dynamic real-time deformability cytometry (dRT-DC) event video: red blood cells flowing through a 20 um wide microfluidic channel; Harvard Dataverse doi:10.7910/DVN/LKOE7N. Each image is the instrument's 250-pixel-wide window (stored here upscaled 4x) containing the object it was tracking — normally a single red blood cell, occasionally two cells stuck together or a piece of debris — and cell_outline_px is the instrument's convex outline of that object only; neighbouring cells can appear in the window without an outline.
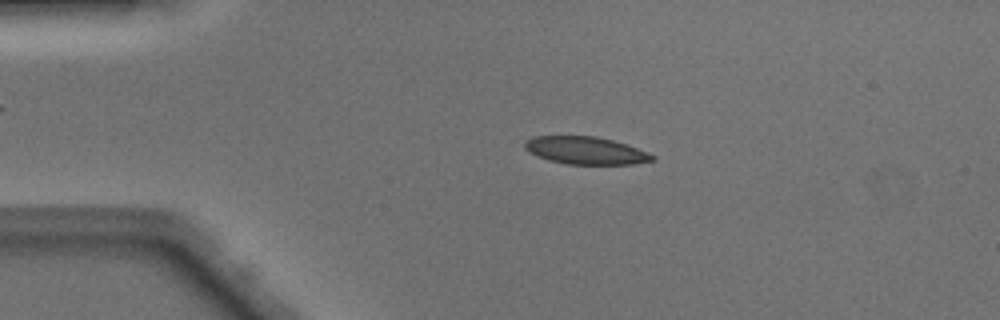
{"species": "Egyptian fruit bat (a non-hibernating species)", "species_latin": "Rousettus aegyptiacus", "temperature_condition": "warm", "stored_images_in_passage": 49, "camera_frame_rate_fps": 3000, "um_per_image_px": 0.085, "animal": {"sex": "male"}, "frame": {"image": 1, "passage_image": 11, "time_ms": 3.333, "image_size_px": [1000, 320], "cell_outline_px": [[656, 160], [632, 164], [568, 164], [548, 160], [536, 156], [524, 148], [524, 140], [532, 136], [596, 136], [612, 140], [636, 148], [656, 156]], "centroid_in_image_um": [49.74, 12.79], "position_along_channel_um": 35.3, "area_um2": 20.46}}
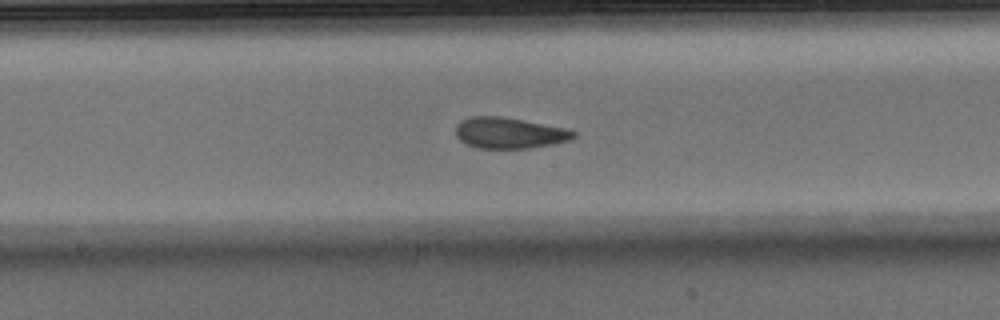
{"frame": {"image": 2, "passage_image": 26, "time_ms": 8.333, "image_size_px": [1000, 320], "cell_outline_px": [[576, 136], [568, 140], [552, 144], [528, 148], [476, 148], [460, 140], [456, 136], [456, 124], [460, 120], [468, 116], [500, 116], [564, 128], [576, 132]], "centroid_in_image_um": [43.23, 11.29], "position_along_channel_um": 205.0, "area_um2": 21.1}}
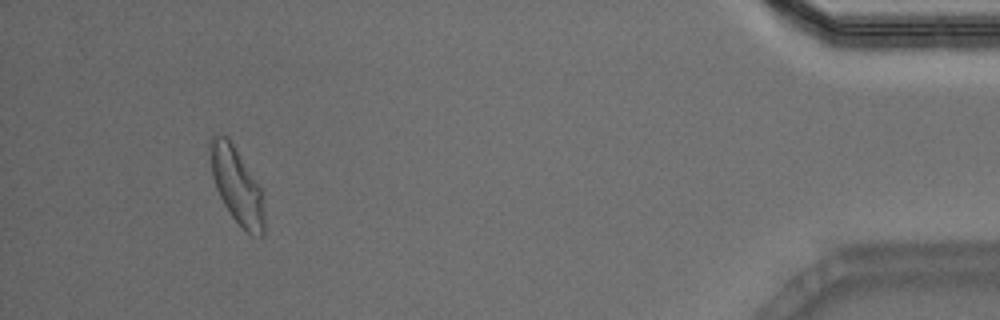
{"frame": {"image": 3, "passage_image": 46, "time_ms": 15.0, "image_size_px": [1000, 320], "cell_outline_px": [[264, 236], [252, 236], [232, 216], [224, 204], [216, 188], [212, 176], [208, 148], [208, 140], [212, 132], [228, 136], [260, 188], [264, 212]], "centroid_in_image_um": [20.07, 15.7], "position_along_channel_um": 415.1, "area_um2": 23.87}, "authors_computed_cell_mechanics": {"area_um2": 21.5016, "velocity_mm_per_s": 4.1464, "shape_relaxation_time_tau1_ms": 3.8069, "shape_relaxation_time_tau2_ms": 1.0177, "deformation_change_tau1": 0.1666, "deformation_change_tau2": 0.0859}}